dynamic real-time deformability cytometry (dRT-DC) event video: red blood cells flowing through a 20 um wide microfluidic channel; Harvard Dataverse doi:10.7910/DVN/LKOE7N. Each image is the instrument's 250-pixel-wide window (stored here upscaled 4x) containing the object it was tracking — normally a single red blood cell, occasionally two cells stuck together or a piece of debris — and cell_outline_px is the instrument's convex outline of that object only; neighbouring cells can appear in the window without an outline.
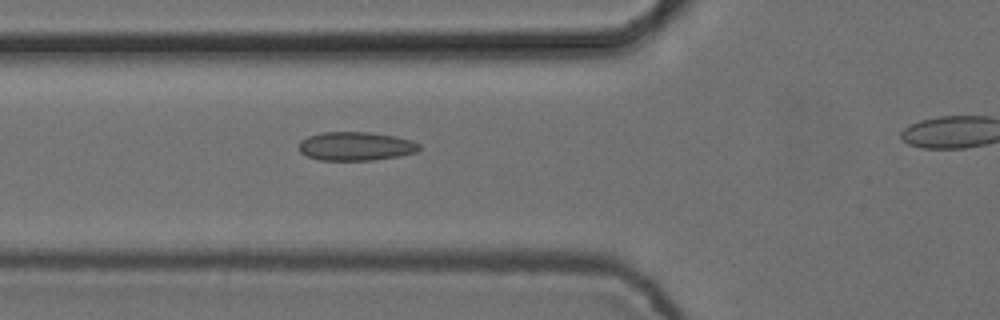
{"species": "common noctule bat (a hibernating species)", "species_latin": "Nyctalus noctula", "temperature_condition": "cold", "stored_images_in_passage": 7, "camera_frame_rate_fps": 3000, "um_per_image_px": 0.085, "animal": {"sex": "female", "body_mass_g": 24.6, "forearm_length_mm": 56.2}, "frame": {"image": 1, "passage_image": 3, "time_ms": 0.667, "image_size_px": [1000, 320], "cell_outline_px": [[420, 148], [416, 152], [400, 156], [372, 160], [320, 160], [308, 156], [300, 152], [300, 140], [308, 136], [324, 132], [368, 132], [396, 136], [412, 140], [420, 144]], "centroid_in_image_um": [30.26, 12.42], "position_along_channel_um": 95.5, "area_um2": 20.11}}
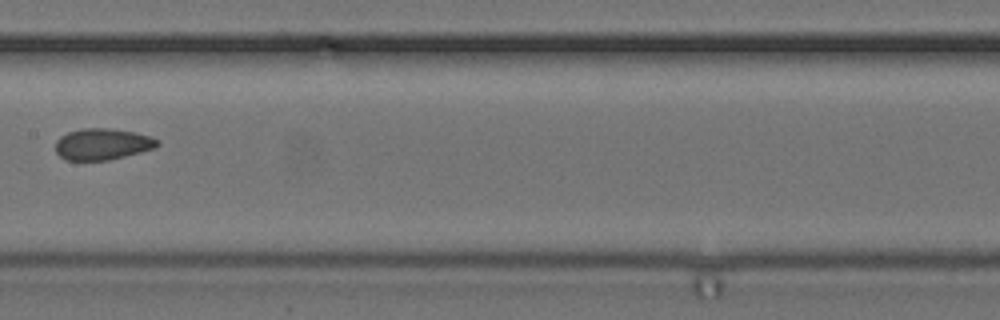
{"frame": {"image": 2, "passage_image": 6, "time_ms": 1.667, "image_size_px": [1000, 320], "cell_outline_px": [[160, 144], [156, 148], [108, 160], [64, 160], [56, 152], [56, 140], [60, 136], [68, 132], [84, 128], [108, 128], [136, 132], [160, 140]], "centroid_in_image_um": [8.71, 12.25], "position_along_channel_um": 198.7, "area_um2": 18.67}}
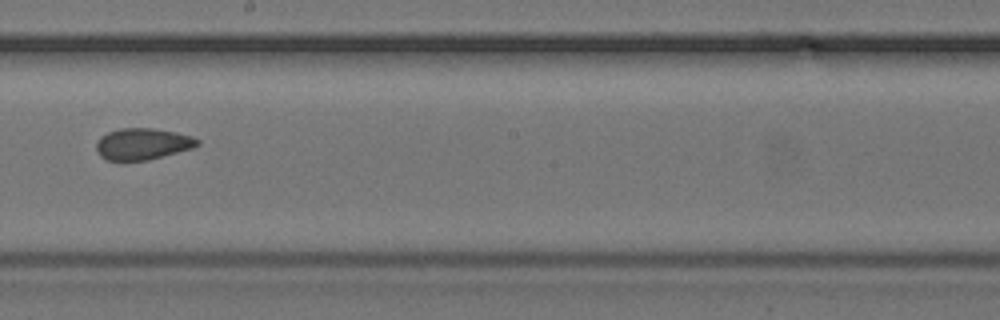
{"frame": {"image": 3, "passage_image": 7, "time_ms": 2.0, "image_size_px": [1000, 320], "cell_outline_px": [[200, 144], [192, 148], [148, 160], [108, 160], [100, 156], [96, 152], [96, 140], [100, 136], [108, 132], [120, 128], [152, 128], [176, 132], [192, 136], [200, 140]], "centroid_in_image_um": [12.1, 12.22], "position_along_channel_um": 236.1, "area_um2": 18.61}}